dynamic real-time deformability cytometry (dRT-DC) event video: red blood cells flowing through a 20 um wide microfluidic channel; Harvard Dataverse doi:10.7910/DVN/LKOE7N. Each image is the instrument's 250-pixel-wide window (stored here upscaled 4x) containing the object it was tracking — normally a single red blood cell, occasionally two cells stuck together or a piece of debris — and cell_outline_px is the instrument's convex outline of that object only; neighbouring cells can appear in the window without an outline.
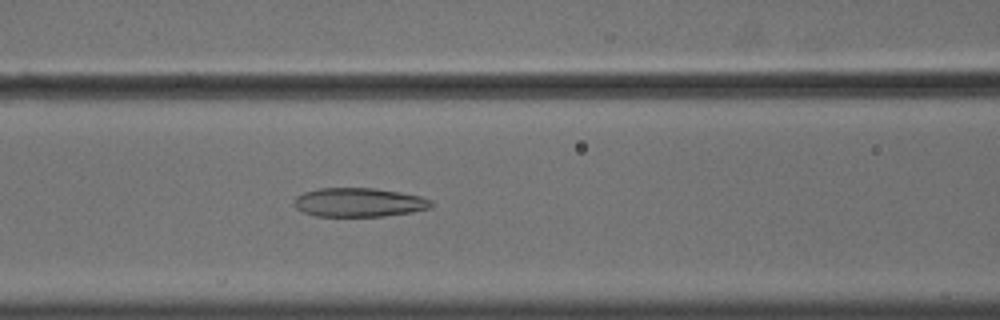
{"species": "common noctule bat (a hibernating species)", "species_latin": "Nyctalus noctula", "temperature_condition": "cold", "stored_images_in_passage": 37, "camera_frame_rate_fps": 3000, "um_per_image_px": 0.085, "animal": {"sex": "male", "body_mass_g": 18.8}, "frame": {"image": 1, "passage_image": 6, "time_ms": 1.667, "image_size_px": [1000, 320], "cell_outline_px": [[432, 204], [428, 208], [412, 212], [384, 216], [316, 216], [304, 212], [296, 208], [292, 204], [292, 200], [296, 196], [304, 192], [320, 188], [376, 188], [400, 192], [420, 196], [432, 200]], "centroid_in_image_um": [30.47, 17.2], "position_along_channel_um": 136.1, "area_um2": 23.18}}
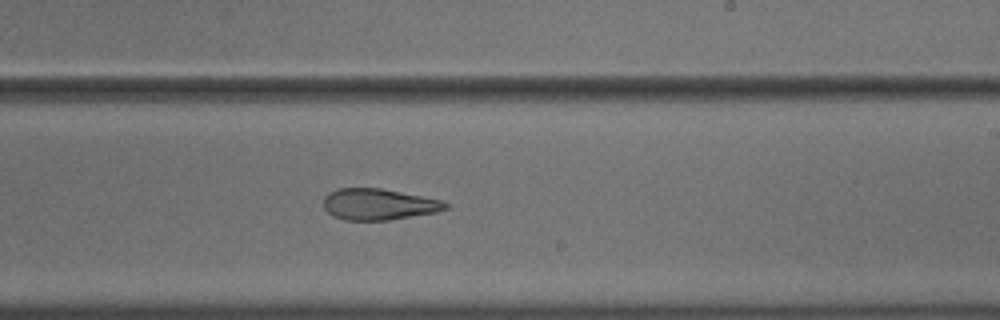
{"frame": {"image": 2, "passage_image": 16, "time_ms": 5.0, "image_size_px": [1000, 320], "cell_outline_px": [[448, 208], [436, 212], [388, 220], [344, 220], [332, 216], [324, 208], [324, 196], [328, 192], [336, 188], [380, 188], [444, 200], [448, 204]], "centroid_in_image_um": [32.16, 17.36], "position_along_channel_um": 256.8, "area_um2": 22.31}}
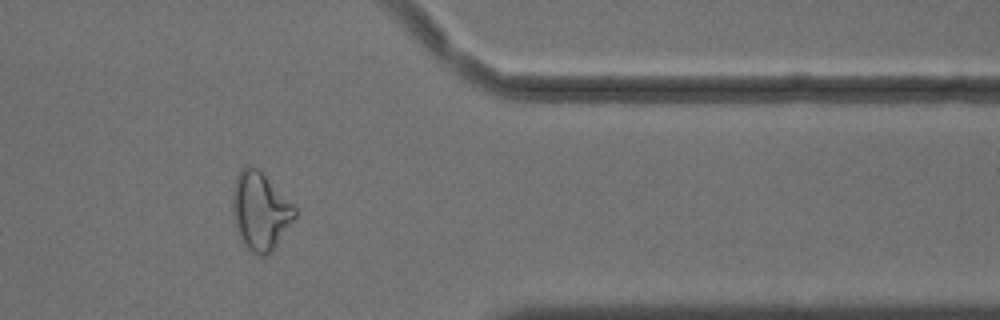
{"frame": {"image": 3, "passage_image": 28, "time_ms": 9.0, "image_size_px": [1000, 320], "cell_outline_px": [[296, 216], [272, 252], [264, 256], [256, 256], [244, 248], [232, 216], [232, 192], [236, 176], [240, 168], [248, 164], [260, 168], [296, 208]], "centroid_in_image_um": [22.09, 17.93], "position_along_channel_um": 389.3, "area_um2": 28.84}, "authors_computed_cell_mechanics": {"area_um2": 23.5824, "velocity_mm_per_s": 3.6192, "shape_relaxation_time_tau1_ms": null, "shape_relaxation_time_tau2_ms": 3.1242, "deformation_change_tau1": null, "deformation_change_tau2": 0.1213}}